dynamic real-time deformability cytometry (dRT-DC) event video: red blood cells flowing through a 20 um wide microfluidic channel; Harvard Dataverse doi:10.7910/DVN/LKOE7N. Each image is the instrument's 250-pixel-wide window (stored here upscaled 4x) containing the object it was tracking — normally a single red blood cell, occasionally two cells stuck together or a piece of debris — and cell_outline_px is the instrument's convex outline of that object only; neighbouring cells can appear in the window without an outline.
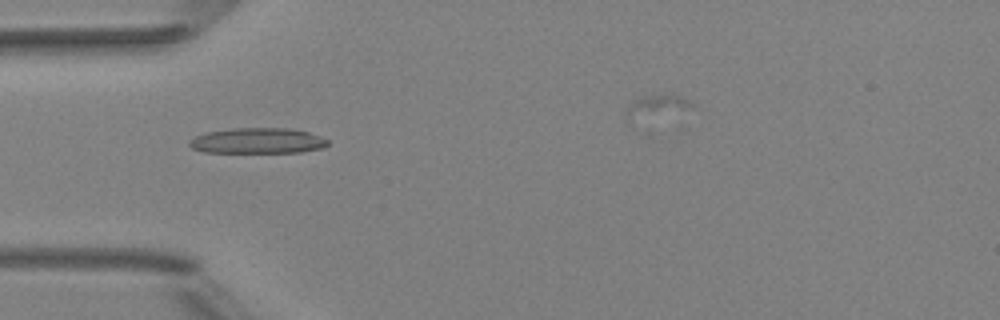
{"species": "Egyptian fruit bat (a non-hibernating species)", "species_latin": "Rousettus aegyptiacus", "temperature_condition": "room temperature", "stored_images_in_passage": 7, "camera_frame_rate_fps": 3000, "um_per_image_px": 0.085, "animal": {"sex": "female"}, "frame": {"image": 1, "passage_image": 4, "time_ms": 4.333, "image_size_px": [1000, 320], "cell_outline_px": [[328, 144], [320, 148], [300, 152], [204, 152], [192, 148], [188, 144], [188, 140], [204, 132], [232, 128], [288, 128], [308, 132], [320, 136], [328, 140]], "centroid_in_image_um": [21.85, 11.96], "position_along_channel_um": 63.2, "area_um2": 20.58}}
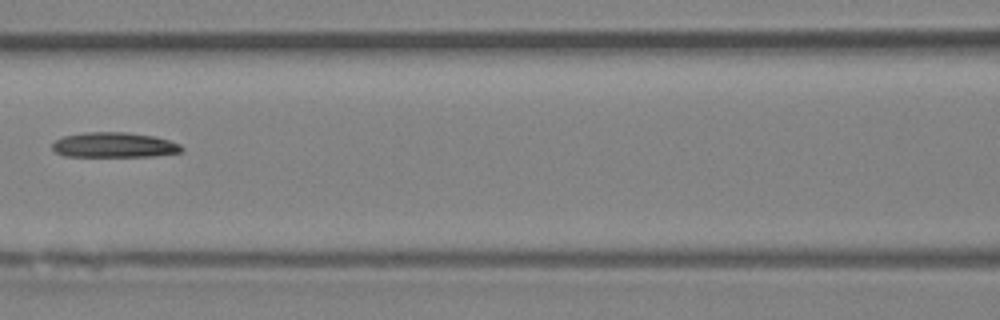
{"frame": {"image": 2, "passage_image": 6, "time_ms": 6.667, "image_size_px": [1000, 320], "cell_outline_px": [[184, 148], [180, 152], [156, 156], [64, 156], [56, 152], [52, 148], [52, 144], [56, 140], [64, 136], [84, 132], [128, 132], [156, 136], [180, 144]], "centroid_in_image_um": [9.72, 12.32], "position_along_channel_um": 156.9, "area_um2": 18.96}}
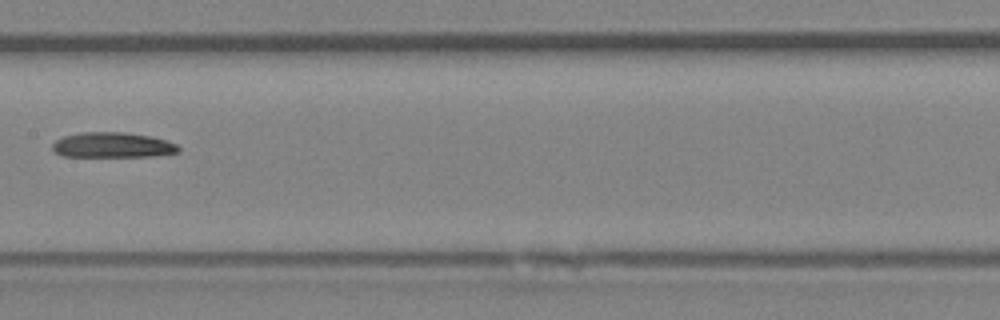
{"frame": {"image": 3, "passage_image": 7, "time_ms": 7.667, "image_size_px": [1000, 320], "cell_outline_px": [[180, 152], [156, 156], [64, 156], [56, 152], [52, 148], [52, 144], [56, 140], [64, 136], [80, 132], [124, 132], [152, 136], [168, 140], [176, 144], [180, 148]], "centroid_in_image_um": [9.62, 12.32], "position_along_channel_um": 197.8, "area_um2": 18.61}}